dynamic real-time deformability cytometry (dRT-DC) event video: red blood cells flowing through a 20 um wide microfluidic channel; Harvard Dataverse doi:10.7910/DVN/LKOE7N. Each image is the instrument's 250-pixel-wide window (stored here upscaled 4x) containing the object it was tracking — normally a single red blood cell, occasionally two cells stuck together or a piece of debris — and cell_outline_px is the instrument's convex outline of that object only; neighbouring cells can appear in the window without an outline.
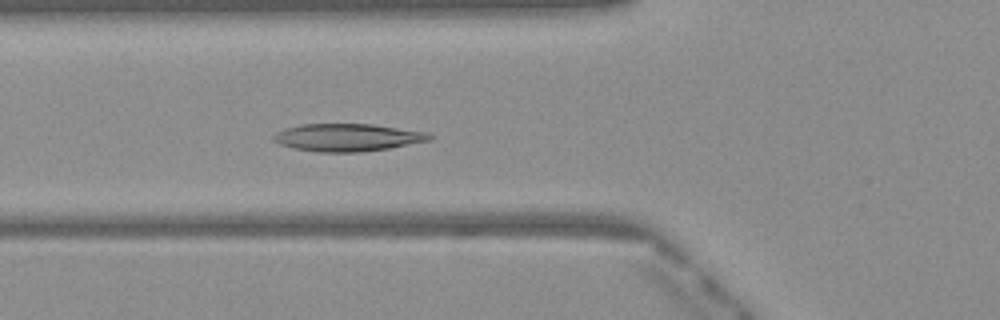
{"species": "Egyptian fruit bat (a non-hibernating species)", "species_latin": "Rousettus aegyptiacus", "temperature_condition": "warm", "stored_images_in_passage": 38, "camera_frame_rate_fps": 3000, "um_per_image_px": 0.085, "frame": {"image": 1, "passage_image": 6, "time_ms": 1.667, "image_size_px": [1000, 320], "cell_outline_px": [[432, 140], [388, 148], [360, 152], [320, 152], [292, 148], [280, 144], [272, 140], [272, 136], [276, 132], [284, 128], [300, 124], [372, 124], [428, 132], [432, 136]], "centroid_in_image_um": [29.51, 11.68], "position_along_channel_um": 96.3, "area_um2": 25.14}}
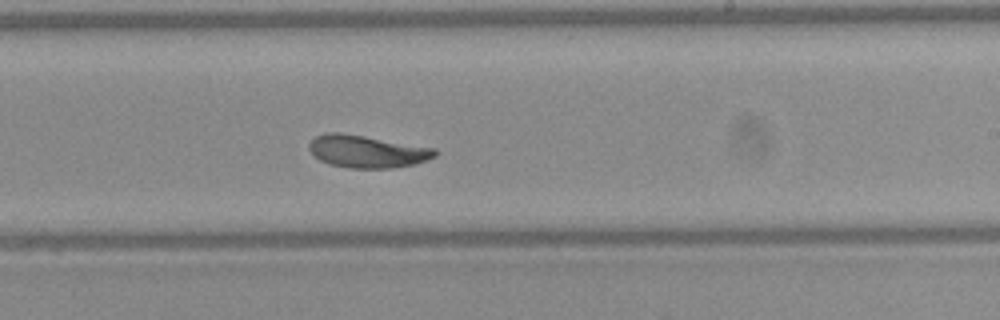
{"frame": {"image": 2, "passage_image": 18, "time_ms": 5.667, "image_size_px": [1000, 320], "cell_outline_px": [[440, 152], [436, 156], [428, 160], [412, 164], [392, 168], [348, 168], [332, 164], [320, 160], [308, 148], [308, 144], [316, 136], [328, 132], [340, 132], [436, 148]], "centroid_in_image_um": [31.23, 12.87], "position_along_channel_um": 257.8, "area_um2": 23.7}}
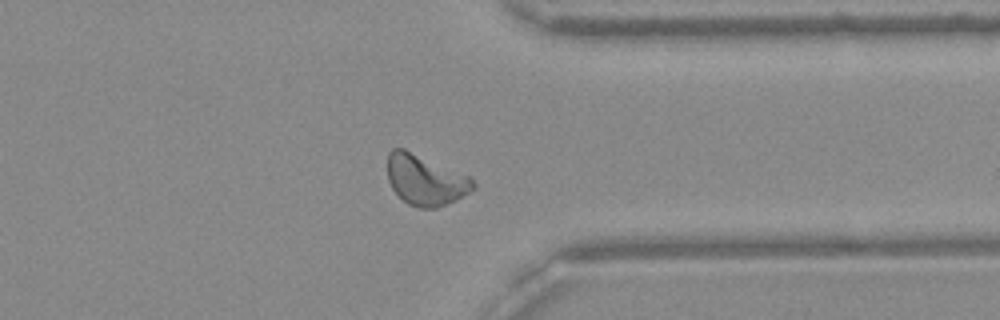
{"frame": {"image": 3, "passage_image": 27, "time_ms": 8.667, "image_size_px": [1000, 320], "cell_outline_px": [[476, 188], [456, 200], [436, 208], [420, 208], [408, 204], [392, 188], [388, 180], [388, 152], [392, 148], [404, 148], [468, 176], [476, 184]], "centroid_in_image_um": [36.14, 15.3], "position_along_channel_um": 375.3, "area_um2": 24.91}, "authors_computed_cell_mechanics": {"area_um2": 24.1315, "velocity_mm_per_s": 4.0288, "shape_relaxation_time_tau1_ms": 4.4296, "shape_relaxation_time_tau2_ms": 2.3437, "deformation_change_tau1": 0.167, "deformation_change_tau2": 0.0642}}